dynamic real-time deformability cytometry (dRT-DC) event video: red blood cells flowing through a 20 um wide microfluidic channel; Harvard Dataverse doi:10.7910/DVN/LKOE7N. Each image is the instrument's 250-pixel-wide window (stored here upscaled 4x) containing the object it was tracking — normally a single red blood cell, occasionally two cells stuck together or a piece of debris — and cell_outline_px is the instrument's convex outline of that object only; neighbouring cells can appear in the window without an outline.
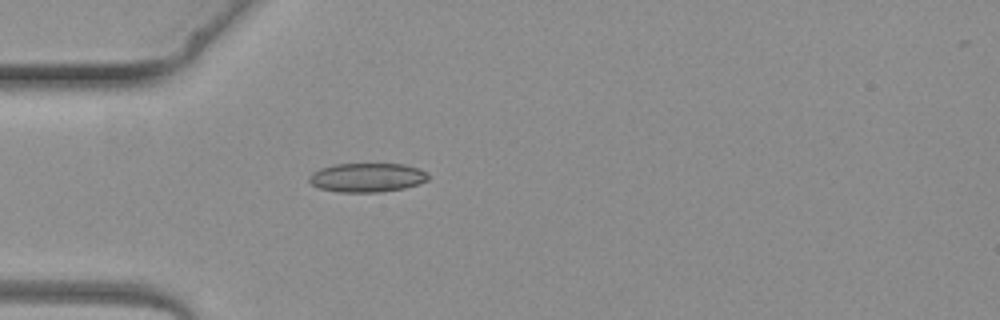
{"species": "common noctule bat (a hibernating species)", "species_latin": "Nyctalus noctula", "temperature_condition": "warm", "stored_images_in_passage": 1, "camera_frame_rate_fps": 3000, "um_per_image_px": 0.085, "animal": {"sex": "female", "body_mass_g": 19.3, "forearm_length_mm": 54.1}, "frame": {"image": 1, "passage_image": 1, "time_ms": 0.0, "image_size_px": [1000, 320], "cell_outline_px": [[428, 180], [404, 188], [380, 192], [340, 192], [320, 188], [312, 184], [308, 180], [308, 176], [312, 172], [320, 168], [336, 164], [404, 164], [416, 168], [424, 172], [428, 176]], "centroid_in_image_um": [31.15, 15.09], "position_along_channel_um": 53.8, "area_um2": 19.94}}